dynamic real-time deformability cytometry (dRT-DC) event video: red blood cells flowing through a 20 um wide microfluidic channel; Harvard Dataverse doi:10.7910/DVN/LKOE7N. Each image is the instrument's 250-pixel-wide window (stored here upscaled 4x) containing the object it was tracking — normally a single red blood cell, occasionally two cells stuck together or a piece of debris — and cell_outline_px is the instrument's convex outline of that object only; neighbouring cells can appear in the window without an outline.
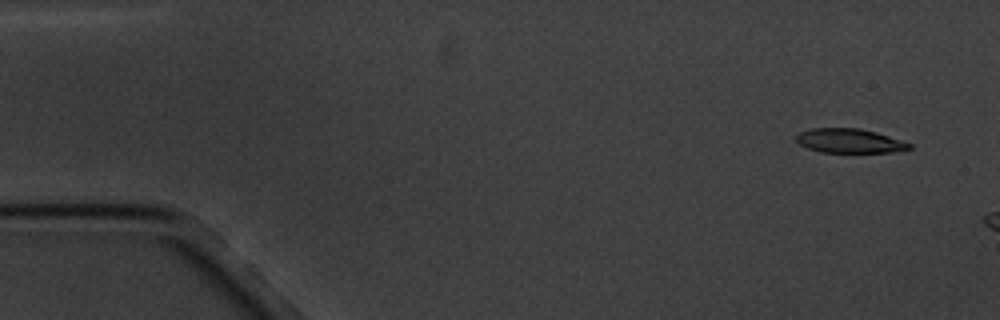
{"species": "common noctule bat (a hibernating species)", "species_latin": "Nyctalus noctula", "temperature_condition": "cold", "stored_images_in_passage": 4, "camera_frame_rate_fps": 3000, "um_per_image_px": 0.085, "animal": {"sex": "male", "body_mass_g": 20.1, "forearm_length_mm": 53.5}, "frame": {"image": 1, "passage_image": 1, "time_ms": 0.0, "image_size_px": [1000, 320], "cell_outline_px": [[912, 148], [892, 152], [820, 152], [808, 148], [800, 144], [796, 140], [796, 136], [800, 132], [812, 128], [860, 128], [876, 132], [912, 144]], "centroid_in_image_um": [72.2, 11.97], "position_along_channel_um": 12.8, "area_um2": 15.84}}